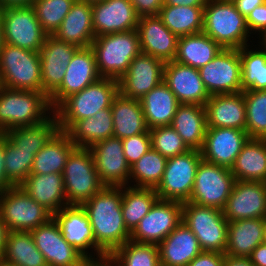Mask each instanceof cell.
<instances>
[{
	"mask_svg": "<svg viewBox=\"0 0 266 266\" xmlns=\"http://www.w3.org/2000/svg\"><path fill=\"white\" fill-rule=\"evenodd\" d=\"M122 187L104 186L81 206L89 217L95 237L96 261L106 259L130 240L121 209Z\"/></svg>",
	"mask_w": 266,
	"mask_h": 266,
	"instance_id": "6da1fadb",
	"label": "cell"
},
{
	"mask_svg": "<svg viewBox=\"0 0 266 266\" xmlns=\"http://www.w3.org/2000/svg\"><path fill=\"white\" fill-rule=\"evenodd\" d=\"M53 111L49 97L43 92L6 87L0 89V133L40 124L47 120Z\"/></svg>",
	"mask_w": 266,
	"mask_h": 266,
	"instance_id": "7a4b0ae2",
	"label": "cell"
},
{
	"mask_svg": "<svg viewBox=\"0 0 266 266\" xmlns=\"http://www.w3.org/2000/svg\"><path fill=\"white\" fill-rule=\"evenodd\" d=\"M118 93V80L102 77L82 91L65 98L53 111L59 130L66 131L75 121L92 117L98 111L110 108Z\"/></svg>",
	"mask_w": 266,
	"mask_h": 266,
	"instance_id": "3957f363",
	"label": "cell"
},
{
	"mask_svg": "<svg viewBox=\"0 0 266 266\" xmlns=\"http://www.w3.org/2000/svg\"><path fill=\"white\" fill-rule=\"evenodd\" d=\"M202 32L223 49H240L250 45L251 34L247 28L246 18L232 2L208 0L204 7Z\"/></svg>",
	"mask_w": 266,
	"mask_h": 266,
	"instance_id": "277c9868",
	"label": "cell"
},
{
	"mask_svg": "<svg viewBox=\"0 0 266 266\" xmlns=\"http://www.w3.org/2000/svg\"><path fill=\"white\" fill-rule=\"evenodd\" d=\"M91 48L100 75L117 80L127 72L131 61L141 53L137 29L95 37Z\"/></svg>",
	"mask_w": 266,
	"mask_h": 266,
	"instance_id": "5b68a950",
	"label": "cell"
},
{
	"mask_svg": "<svg viewBox=\"0 0 266 266\" xmlns=\"http://www.w3.org/2000/svg\"><path fill=\"white\" fill-rule=\"evenodd\" d=\"M0 77L3 87L42 92L39 52L3 43L0 48Z\"/></svg>",
	"mask_w": 266,
	"mask_h": 266,
	"instance_id": "8992f818",
	"label": "cell"
},
{
	"mask_svg": "<svg viewBox=\"0 0 266 266\" xmlns=\"http://www.w3.org/2000/svg\"><path fill=\"white\" fill-rule=\"evenodd\" d=\"M62 175L68 205L81 206L104 187L90 148L75 147L67 157Z\"/></svg>",
	"mask_w": 266,
	"mask_h": 266,
	"instance_id": "52a82bcc",
	"label": "cell"
},
{
	"mask_svg": "<svg viewBox=\"0 0 266 266\" xmlns=\"http://www.w3.org/2000/svg\"><path fill=\"white\" fill-rule=\"evenodd\" d=\"M182 222L194 233L203 251L225 254L228 220L221 209L186 202L183 203Z\"/></svg>",
	"mask_w": 266,
	"mask_h": 266,
	"instance_id": "ba28073f",
	"label": "cell"
},
{
	"mask_svg": "<svg viewBox=\"0 0 266 266\" xmlns=\"http://www.w3.org/2000/svg\"><path fill=\"white\" fill-rule=\"evenodd\" d=\"M201 160V151L195 149L167 158L162 179L155 188L158 198L182 204L188 202Z\"/></svg>",
	"mask_w": 266,
	"mask_h": 266,
	"instance_id": "9c48e42d",
	"label": "cell"
},
{
	"mask_svg": "<svg viewBox=\"0 0 266 266\" xmlns=\"http://www.w3.org/2000/svg\"><path fill=\"white\" fill-rule=\"evenodd\" d=\"M0 217L8 231L31 232L53 215L20 186L0 193Z\"/></svg>",
	"mask_w": 266,
	"mask_h": 266,
	"instance_id": "30bf717a",
	"label": "cell"
},
{
	"mask_svg": "<svg viewBox=\"0 0 266 266\" xmlns=\"http://www.w3.org/2000/svg\"><path fill=\"white\" fill-rule=\"evenodd\" d=\"M3 42L39 52L47 34L43 31L32 5L0 9Z\"/></svg>",
	"mask_w": 266,
	"mask_h": 266,
	"instance_id": "8fae6325",
	"label": "cell"
},
{
	"mask_svg": "<svg viewBox=\"0 0 266 266\" xmlns=\"http://www.w3.org/2000/svg\"><path fill=\"white\" fill-rule=\"evenodd\" d=\"M234 183L235 178L229 168L202 159L197 168L194 187L188 202L222 210Z\"/></svg>",
	"mask_w": 266,
	"mask_h": 266,
	"instance_id": "7c38bea8",
	"label": "cell"
},
{
	"mask_svg": "<svg viewBox=\"0 0 266 266\" xmlns=\"http://www.w3.org/2000/svg\"><path fill=\"white\" fill-rule=\"evenodd\" d=\"M199 72L210 96L243 91L239 49H222Z\"/></svg>",
	"mask_w": 266,
	"mask_h": 266,
	"instance_id": "4fadbf2b",
	"label": "cell"
},
{
	"mask_svg": "<svg viewBox=\"0 0 266 266\" xmlns=\"http://www.w3.org/2000/svg\"><path fill=\"white\" fill-rule=\"evenodd\" d=\"M183 204L158 199L131 232L130 240L159 245L182 222Z\"/></svg>",
	"mask_w": 266,
	"mask_h": 266,
	"instance_id": "5bb4252c",
	"label": "cell"
},
{
	"mask_svg": "<svg viewBox=\"0 0 266 266\" xmlns=\"http://www.w3.org/2000/svg\"><path fill=\"white\" fill-rule=\"evenodd\" d=\"M31 234L48 266H88L90 261L68 244L53 217L32 230Z\"/></svg>",
	"mask_w": 266,
	"mask_h": 266,
	"instance_id": "9a60e30c",
	"label": "cell"
},
{
	"mask_svg": "<svg viewBox=\"0 0 266 266\" xmlns=\"http://www.w3.org/2000/svg\"><path fill=\"white\" fill-rule=\"evenodd\" d=\"M95 168L104 186L123 187L129 185L130 166L123 153L122 139L108 137L92 147Z\"/></svg>",
	"mask_w": 266,
	"mask_h": 266,
	"instance_id": "2e32d148",
	"label": "cell"
},
{
	"mask_svg": "<svg viewBox=\"0 0 266 266\" xmlns=\"http://www.w3.org/2000/svg\"><path fill=\"white\" fill-rule=\"evenodd\" d=\"M101 78L93 49L79 48L67 66L61 85L49 96L52 109L54 110L65 98L82 91Z\"/></svg>",
	"mask_w": 266,
	"mask_h": 266,
	"instance_id": "e0dca14e",
	"label": "cell"
},
{
	"mask_svg": "<svg viewBox=\"0 0 266 266\" xmlns=\"http://www.w3.org/2000/svg\"><path fill=\"white\" fill-rule=\"evenodd\" d=\"M222 213L228 222L266 218V183L235 181Z\"/></svg>",
	"mask_w": 266,
	"mask_h": 266,
	"instance_id": "ac0fdd59",
	"label": "cell"
},
{
	"mask_svg": "<svg viewBox=\"0 0 266 266\" xmlns=\"http://www.w3.org/2000/svg\"><path fill=\"white\" fill-rule=\"evenodd\" d=\"M164 65L162 60L140 53L131 61L127 72L118 79L119 93L140 100L163 81Z\"/></svg>",
	"mask_w": 266,
	"mask_h": 266,
	"instance_id": "d6986e66",
	"label": "cell"
},
{
	"mask_svg": "<svg viewBox=\"0 0 266 266\" xmlns=\"http://www.w3.org/2000/svg\"><path fill=\"white\" fill-rule=\"evenodd\" d=\"M249 139L246 130L208 127L200 150L202 159L230 169Z\"/></svg>",
	"mask_w": 266,
	"mask_h": 266,
	"instance_id": "ffe728a7",
	"label": "cell"
},
{
	"mask_svg": "<svg viewBox=\"0 0 266 266\" xmlns=\"http://www.w3.org/2000/svg\"><path fill=\"white\" fill-rule=\"evenodd\" d=\"M79 49L69 43L47 35L39 51L41 63L42 92L48 97L61 85L67 66Z\"/></svg>",
	"mask_w": 266,
	"mask_h": 266,
	"instance_id": "44dd1931",
	"label": "cell"
},
{
	"mask_svg": "<svg viewBox=\"0 0 266 266\" xmlns=\"http://www.w3.org/2000/svg\"><path fill=\"white\" fill-rule=\"evenodd\" d=\"M91 6L95 37L137 29L140 17L130 0H104Z\"/></svg>",
	"mask_w": 266,
	"mask_h": 266,
	"instance_id": "7402d4cb",
	"label": "cell"
},
{
	"mask_svg": "<svg viewBox=\"0 0 266 266\" xmlns=\"http://www.w3.org/2000/svg\"><path fill=\"white\" fill-rule=\"evenodd\" d=\"M53 218L60 226L63 238L68 244L75 247L89 261H96L93 229L82 206L69 205L64 207L56 212Z\"/></svg>",
	"mask_w": 266,
	"mask_h": 266,
	"instance_id": "603a6c76",
	"label": "cell"
},
{
	"mask_svg": "<svg viewBox=\"0 0 266 266\" xmlns=\"http://www.w3.org/2000/svg\"><path fill=\"white\" fill-rule=\"evenodd\" d=\"M163 82L174 93L180 104L205 105L210 98L199 69L175 62H166Z\"/></svg>",
	"mask_w": 266,
	"mask_h": 266,
	"instance_id": "cb8c5ba5",
	"label": "cell"
},
{
	"mask_svg": "<svg viewBox=\"0 0 266 266\" xmlns=\"http://www.w3.org/2000/svg\"><path fill=\"white\" fill-rule=\"evenodd\" d=\"M137 32L141 53L151 55L164 63L175 59L178 37L163 24L158 15L140 17Z\"/></svg>",
	"mask_w": 266,
	"mask_h": 266,
	"instance_id": "d4e9b609",
	"label": "cell"
},
{
	"mask_svg": "<svg viewBox=\"0 0 266 266\" xmlns=\"http://www.w3.org/2000/svg\"><path fill=\"white\" fill-rule=\"evenodd\" d=\"M204 107L208 127L245 130L246 107L243 91L211 95Z\"/></svg>",
	"mask_w": 266,
	"mask_h": 266,
	"instance_id": "484cf974",
	"label": "cell"
},
{
	"mask_svg": "<svg viewBox=\"0 0 266 266\" xmlns=\"http://www.w3.org/2000/svg\"><path fill=\"white\" fill-rule=\"evenodd\" d=\"M52 36L79 48L91 47L95 39L91 3L75 0L70 12Z\"/></svg>",
	"mask_w": 266,
	"mask_h": 266,
	"instance_id": "4316f807",
	"label": "cell"
},
{
	"mask_svg": "<svg viewBox=\"0 0 266 266\" xmlns=\"http://www.w3.org/2000/svg\"><path fill=\"white\" fill-rule=\"evenodd\" d=\"M19 186L52 215L69 206L62 173H30Z\"/></svg>",
	"mask_w": 266,
	"mask_h": 266,
	"instance_id": "83f0119b",
	"label": "cell"
},
{
	"mask_svg": "<svg viewBox=\"0 0 266 266\" xmlns=\"http://www.w3.org/2000/svg\"><path fill=\"white\" fill-rule=\"evenodd\" d=\"M160 266H187L203 250L194 233L181 222L159 245Z\"/></svg>",
	"mask_w": 266,
	"mask_h": 266,
	"instance_id": "f1b7e54d",
	"label": "cell"
},
{
	"mask_svg": "<svg viewBox=\"0 0 266 266\" xmlns=\"http://www.w3.org/2000/svg\"><path fill=\"white\" fill-rule=\"evenodd\" d=\"M140 102L148 129L171 125L180 105L163 81L145 94Z\"/></svg>",
	"mask_w": 266,
	"mask_h": 266,
	"instance_id": "f546056e",
	"label": "cell"
},
{
	"mask_svg": "<svg viewBox=\"0 0 266 266\" xmlns=\"http://www.w3.org/2000/svg\"><path fill=\"white\" fill-rule=\"evenodd\" d=\"M111 109L113 136L124 139L145 133L148 130L140 100L118 93L113 100Z\"/></svg>",
	"mask_w": 266,
	"mask_h": 266,
	"instance_id": "4dcf8cb0",
	"label": "cell"
},
{
	"mask_svg": "<svg viewBox=\"0 0 266 266\" xmlns=\"http://www.w3.org/2000/svg\"><path fill=\"white\" fill-rule=\"evenodd\" d=\"M171 126L190 149L201 150L208 128L205 107L196 104H180Z\"/></svg>",
	"mask_w": 266,
	"mask_h": 266,
	"instance_id": "1f68e13d",
	"label": "cell"
},
{
	"mask_svg": "<svg viewBox=\"0 0 266 266\" xmlns=\"http://www.w3.org/2000/svg\"><path fill=\"white\" fill-rule=\"evenodd\" d=\"M76 147L90 148L113 136L112 109L98 111L94 116L75 121L66 131Z\"/></svg>",
	"mask_w": 266,
	"mask_h": 266,
	"instance_id": "d6a6232c",
	"label": "cell"
},
{
	"mask_svg": "<svg viewBox=\"0 0 266 266\" xmlns=\"http://www.w3.org/2000/svg\"><path fill=\"white\" fill-rule=\"evenodd\" d=\"M265 218L243 219L228 222V237L225 254L249 257L263 243Z\"/></svg>",
	"mask_w": 266,
	"mask_h": 266,
	"instance_id": "836d02e7",
	"label": "cell"
},
{
	"mask_svg": "<svg viewBox=\"0 0 266 266\" xmlns=\"http://www.w3.org/2000/svg\"><path fill=\"white\" fill-rule=\"evenodd\" d=\"M230 170L235 181L266 183V139H249Z\"/></svg>",
	"mask_w": 266,
	"mask_h": 266,
	"instance_id": "e575fe53",
	"label": "cell"
},
{
	"mask_svg": "<svg viewBox=\"0 0 266 266\" xmlns=\"http://www.w3.org/2000/svg\"><path fill=\"white\" fill-rule=\"evenodd\" d=\"M223 48L204 32L181 36L177 41V52L174 61L200 69L205 66Z\"/></svg>",
	"mask_w": 266,
	"mask_h": 266,
	"instance_id": "d590c367",
	"label": "cell"
},
{
	"mask_svg": "<svg viewBox=\"0 0 266 266\" xmlns=\"http://www.w3.org/2000/svg\"><path fill=\"white\" fill-rule=\"evenodd\" d=\"M75 147L67 133L58 130L35 154L31 173H63L67 157Z\"/></svg>",
	"mask_w": 266,
	"mask_h": 266,
	"instance_id": "8d00e7d4",
	"label": "cell"
},
{
	"mask_svg": "<svg viewBox=\"0 0 266 266\" xmlns=\"http://www.w3.org/2000/svg\"><path fill=\"white\" fill-rule=\"evenodd\" d=\"M2 260L16 266H48L31 232L8 231Z\"/></svg>",
	"mask_w": 266,
	"mask_h": 266,
	"instance_id": "74e56055",
	"label": "cell"
},
{
	"mask_svg": "<svg viewBox=\"0 0 266 266\" xmlns=\"http://www.w3.org/2000/svg\"><path fill=\"white\" fill-rule=\"evenodd\" d=\"M158 16L178 38L203 30L204 7L164 5Z\"/></svg>",
	"mask_w": 266,
	"mask_h": 266,
	"instance_id": "f35d334b",
	"label": "cell"
},
{
	"mask_svg": "<svg viewBox=\"0 0 266 266\" xmlns=\"http://www.w3.org/2000/svg\"><path fill=\"white\" fill-rule=\"evenodd\" d=\"M158 199L154 188L132 187L129 185L122 187L121 209L125 226L130 232L148 214Z\"/></svg>",
	"mask_w": 266,
	"mask_h": 266,
	"instance_id": "ab89813d",
	"label": "cell"
},
{
	"mask_svg": "<svg viewBox=\"0 0 266 266\" xmlns=\"http://www.w3.org/2000/svg\"><path fill=\"white\" fill-rule=\"evenodd\" d=\"M58 130L59 124L53 113L47 120L40 124L14 128L3 134L19 150L32 151L35 155Z\"/></svg>",
	"mask_w": 266,
	"mask_h": 266,
	"instance_id": "60d3db41",
	"label": "cell"
},
{
	"mask_svg": "<svg viewBox=\"0 0 266 266\" xmlns=\"http://www.w3.org/2000/svg\"><path fill=\"white\" fill-rule=\"evenodd\" d=\"M257 45L256 50L250 45L239 49L243 91L266 90V48Z\"/></svg>",
	"mask_w": 266,
	"mask_h": 266,
	"instance_id": "b9f144b4",
	"label": "cell"
},
{
	"mask_svg": "<svg viewBox=\"0 0 266 266\" xmlns=\"http://www.w3.org/2000/svg\"><path fill=\"white\" fill-rule=\"evenodd\" d=\"M166 161V157L150 148L130 167L129 186L155 189L162 179Z\"/></svg>",
	"mask_w": 266,
	"mask_h": 266,
	"instance_id": "7bdbcfd3",
	"label": "cell"
},
{
	"mask_svg": "<svg viewBox=\"0 0 266 266\" xmlns=\"http://www.w3.org/2000/svg\"><path fill=\"white\" fill-rule=\"evenodd\" d=\"M115 266H160L158 245L128 240L107 257Z\"/></svg>",
	"mask_w": 266,
	"mask_h": 266,
	"instance_id": "ee69618b",
	"label": "cell"
},
{
	"mask_svg": "<svg viewBox=\"0 0 266 266\" xmlns=\"http://www.w3.org/2000/svg\"><path fill=\"white\" fill-rule=\"evenodd\" d=\"M245 130L250 139H266V90H244Z\"/></svg>",
	"mask_w": 266,
	"mask_h": 266,
	"instance_id": "f6af8a7d",
	"label": "cell"
},
{
	"mask_svg": "<svg viewBox=\"0 0 266 266\" xmlns=\"http://www.w3.org/2000/svg\"><path fill=\"white\" fill-rule=\"evenodd\" d=\"M75 0H34L36 17L47 35H53L70 12Z\"/></svg>",
	"mask_w": 266,
	"mask_h": 266,
	"instance_id": "bcb514c9",
	"label": "cell"
},
{
	"mask_svg": "<svg viewBox=\"0 0 266 266\" xmlns=\"http://www.w3.org/2000/svg\"><path fill=\"white\" fill-rule=\"evenodd\" d=\"M34 157L32 151L19 150L5 136V173L14 186H19L30 175Z\"/></svg>",
	"mask_w": 266,
	"mask_h": 266,
	"instance_id": "7dc6e473",
	"label": "cell"
},
{
	"mask_svg": "<svg viewBox=\"0 0 266 266\" xmlns=\"http://www.w3.org/2000/svg\"><path fill=\"white\" fill-rule=\"evenodd\" d=\"M149 132L151 148L166 158L191 150L171 125L149 129Z\"/></svg>",
	"mask_w": 266,
	"mask_h": 266,
	"instance_id": "c3c4849f",
	"label": "cell"
},
{
	"mask_svg": "<svg viewBox=\"0 0 266 266\" xmlns=\"http://www.w3.org/2000/svg\"><path fill=\"white\" fill-rule=\"evenodd\" d=\"M122 144L125 159L131 167L151 148L149 129L145 133L122 139Z\"/></svg>",
	"mask_w": 266,
	"mask_h": 266,
	"instance_id": "681fc988",
	"label": "cell"
},
{
	"mask_svg": "<svg viewBox=\"0 0 266 266\" xmlns=\"http://www.w3.org/2000/svg\"><path fill=\"white\" fill-rule=\"evenodd\" d=\"M246 24L250 34L257 33L258 39L263 36L266 32V1L247 15Z\"/></svg>",
	"mask_w": 266,
	"mask_h": 266,
	"instance_id": "f907efd6",
	"label": "cell"
},
{
	"mask_svg": "<svg viewBox=\"0 0 266 266\" xmlns=\"http://www.w3.org/2000/svg\"><path fill=\"white\" fill-rule=\"evenodd\" d=\"M139 17L157 16L164 6V0H130Z\"/></svg>",
	"mask_w": 266,
	"mask_h": 266,
	"instance_id": "816d5d0a",
	"label": "cell"
},
{
	"mask_svg": "<svg viewBox=\"0 0 266 266\" xmlns=\"http://www.w3.org/2000/svg\"><path fill=\"white\" fill-rule=\"evenodd\" d=\"M224 253L202 251L187 266H223Z\"/></svg>",
	"mask_w": 266,
	"mask_h": 266,
	"instance_id": "f5cc1de1",
	"label": "cell"
},
{
	"mask_svg": "<svg viewBox=\"0 0 266 266\" xmlns=\"http://www.w3.org/2000/svg\"><path fill=\"white\" fill-rule=\"evenodd\" d=\"M5 135L0 133V193L14 187L5 173Z\"/></svg>",
	"mask_w": 266,
	"mask_h": 266,
	"instance_id": "db71d44e",
	"label": "cell"
},
{
	"mask_svg": "<svg viewBox=\"0 0 266 266\" xmlns=\"http://www.w3.org/2000/svg\"><path fill=\"white\" fill-rule=\"evenodd\" d=\"M266 0H237L234 2L237 10L246 18L257 6L262 5Z\"/></svg>",
	"mask_w": 266,
	"mask_h": 266,
	"instance_id": "11a10c76",
	"label": "cell"
},
{
	"mask_svg": "<svg viewBox=\"0 0 266 266\" xmlns=\"http://www.w3.org/2000/svg\"><path fill=\"white\" fill-rule=\"evenodd\" d=\"M250 260L254 266H266V245H258L250 254Z\"/></svg>",
	"mask_w": 266,
	"mask_h": 266,
	"instance_id": "9f6ffc18",
	"label": "cell"
},
{
	"mask_svg": "<svg viewBox=\"0 0 266 266\" xmlns=\"http://www.w3.org/2000/svg\"><path fill=\"white\" fill-rule=\"evenodd\" d=\"M223 266H254L249 257H236L225 254Z\"/></svg>",
	"mask_w": 266,
	"mask_h": 266,
	"instance_id": "6f0895ef",
	"label": "cell"
},
{
	"mask_svg": "<svg viewBox=\"0 0 266 266\" xmlns=\"http://www.w3.org/2000/svg\"><path fill=\"white\" fill-rule=\"evenodd\" d=\"M208 0H164V5L205 7Z\"/></svg>",
	"mask_w": 266,
	"mask_h": 266,
	"instance_id": "680465c9",
	"label": "cell"
},
{
	"mask_svg": "<svg viewBox=\"0 0 266 266\" xmlns=\"http://www.w3.org/2000/svg\"><path fill=\"white\" fill-rule=\"evenodd\" d=\"M34 0H0V9L13 6H28L32 5Z\"/></svg>",
	"mask_w": 266,
	"mask_h": 266,
	"instance_id": "91938a15",
	"label": "cell"
},
{
	"mask_svg": "<svg viewBox=\"0 0 266 266\" xmlns=\"http://www.w3.org/2000/svg\"><path fill=\"white\" fill-rule=\"evenodd\" d=\"M7 233H8V229H7V227L5 226L3 220L0 217V261L2 260L3 247H4V244H5Z\"/></svg>",
	"mask_w": 266,
	"mask_h": 266,
	"instance_id": "94428289",
	"label": "cell"
},
{
	"mask_svg": "<svg viewBox=\"0 0 266 266\" xmlns=\"http://www.w3.org/2000/svg\"><path fill=\"white\" fill-rule=\"evenodd\" d=\"M88 266H115L108 258L100 261H90Z\"/></svg>",
	"mask_w": 266,
	"mask_h": 266,
	"instance_id": "6125c7cd",
	"label": "cell"
},
{
	"mask_svg": "<svg viewBox=\"0 0 266 266\" xmlns=\"http://www.w3.org/2000/svg\"><path fill=\"white\" fill-rule=\"evenodd\" d=\"M3 29H2V16L0 14V48L3 45Z\"/></svg>",
	"mask_w": 266,
	"mask_h": 266,
	"instance_id": "be15d7a7",
	"label": "cell"
},
{
	"mask_svg": "<svg viewBox=\"0 0 266 266\" xmlns=\"http://www.w3.org/2000/svg\"><path fill=\"white\" fill-rule=\"evenodd\" d=\"M259 40L260 41L258 43L266 48V32L263 34V36Z\"/></svg>",
	"mask_w": 266,
	"mask_h": 266,
	"instance_id": "e7e4bbea",
	"label": "cell"
},
{
	"mask_svg": "<svg viewBox=\"0 0 266 266\" xmlns=\"http://www.w3.org/2000/svg\"><path fill=\"white\" fill-rule=\"evenodd\" d=\"M263 244L266 245V218H265L264 229H263Z\"/></svg>",
	"mask_w": 266,
	"mask_h": 266,
	"instance_id": "03108f58",
	"label": "cell"
},
{
	"mask_svg": "<svg viewBox=\"0 0 266 266\" xmlns=\"http://www.w3.org/2000/svg\"><path fill=\"white\" fill-rule=\"evenodd\" d=\"M0 266H16V265H14V264H11V263H9V262H6V261H3V260H1V261H0Z\"/></svg>",
	"mask_w": 266,
	"mask_h": 266,
	"instance_id": "003e7915",
	"label": "cell"
},
{
	"mask_svg": "<svg viewBox=\"0 0 266 266\" xmlns=\"http://www.w3.org/2000/svg\"><path fill=\"white\" fill-rule=\"evenodd\" d=\"M81 1H86V2H89V3H94V2H100V1H104V0H81Z\"/></svg>",
	"mask_w": 266,
	"mask_h": 266,
	"instance_id": "a7ac6f4b",
	"label": "cell"
},
{
	"mask_svg": "<svg viewBox=\"0 0 266 266\" xmlns=\"http://www.w3.org/2000/svg\"><path fill=\"white\" fill-rule=\"evenodd\" d=\"M222 1H227V2H232V3H234V2L237 1V0H222Z\"/></svg>",
	"mask_w": 266,
	"mask_h": 266,
	"instance_id": "89a4df30",
	"label": "cell"
},
{
	"mask_svg": "<svg viewBox=\"0 0 266 266\" xmlns=\"http://www.w3.org/2000/svg\"><path fill=\"white\" fill-rule=\"evenodd\" d=\"M2 87H3V86H2L1 77H0V89H1Z\"/></svg>",
	"mask_w": 266,
	"mask_h": 266,
	"instance_id": "2644e50d",
	"label": "cell"
}]
</instances>
